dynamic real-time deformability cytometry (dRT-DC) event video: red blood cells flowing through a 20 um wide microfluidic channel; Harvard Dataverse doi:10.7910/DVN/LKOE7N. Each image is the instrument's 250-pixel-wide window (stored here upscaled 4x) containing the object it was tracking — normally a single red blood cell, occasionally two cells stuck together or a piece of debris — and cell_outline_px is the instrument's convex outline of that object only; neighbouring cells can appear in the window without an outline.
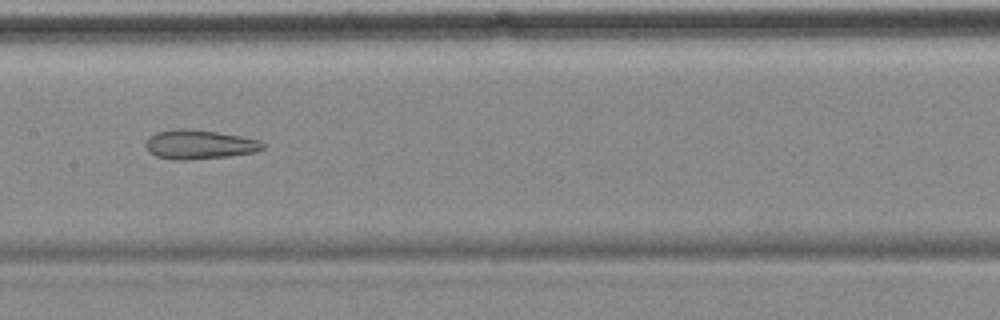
{"species": "common noctule bat (a hibernating species)", "species_latin": "Nyctalus noctula", "temperature_condition": "cold", "stored_images_in_passage": 8, "camera_frame_rate_fps": 3000, "um_per_image_px": 0.085, "animal": {"sex": "female", "body_mass_g": 18.4}, "frame": {"image": 1, "passage_image": 8, "time_ms": 8.333, "image_size_px": [1000, 320], "cell_outline_px": [[264, 148], [256, 152], [228, 156], [188, 160], [172, 160], [156, 156], [148, 152], [144, 144], [148, 136], [156, 132], [176, 128], [184, 128], [216, 132], [240, 136], [260, 140], [264, 144]], "centroid_in_image_um": [16.89, 12.28], "position_along_channel_um": 190.5, "area_um2": 20.11}}